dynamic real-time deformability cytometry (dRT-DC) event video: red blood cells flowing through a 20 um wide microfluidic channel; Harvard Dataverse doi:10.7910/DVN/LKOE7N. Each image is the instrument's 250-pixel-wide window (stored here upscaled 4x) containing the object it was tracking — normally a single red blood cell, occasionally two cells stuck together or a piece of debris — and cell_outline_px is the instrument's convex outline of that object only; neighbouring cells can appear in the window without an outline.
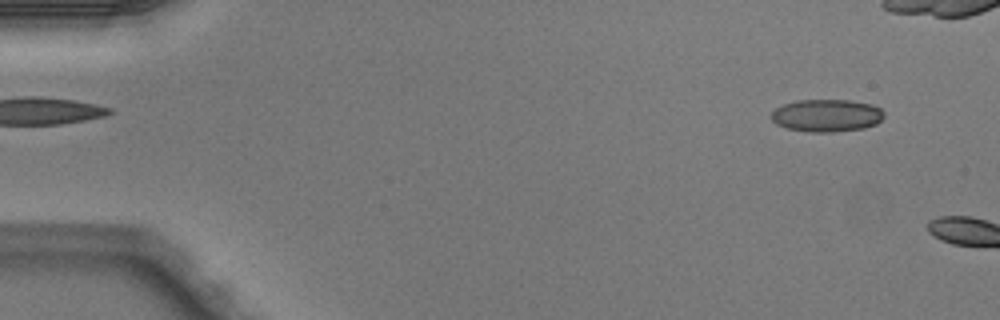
{"species": "Egyptian fruit bat (a non-hibernating species)", "species_latin": "Rousettus aegyptiacus", "temperature_condition": "warm", "stored_images_in_passage": 2, "camera_frame_rate_fps": 3000, "um_per_image_px": 0.085, "animal": {"sex": "male"}, "frame": {"image": 1, "passage_image": 1, "time_ms": 0.0, "image_size_px": [1000, 320], "cell_outline_px": [[884, 116], [876, 124], [864, 128], [832, 132], [808, 132], [788, 128], [776, 124], [768, 116], [776, 108], [784, 104], [796, 100], [848, 100], [872, 104], [880, 108], [884, 112]], "centroid_in_image_um": [70.25, 9.81], "position_along_channel_um": 14.8, "area_um2": 21.44}}